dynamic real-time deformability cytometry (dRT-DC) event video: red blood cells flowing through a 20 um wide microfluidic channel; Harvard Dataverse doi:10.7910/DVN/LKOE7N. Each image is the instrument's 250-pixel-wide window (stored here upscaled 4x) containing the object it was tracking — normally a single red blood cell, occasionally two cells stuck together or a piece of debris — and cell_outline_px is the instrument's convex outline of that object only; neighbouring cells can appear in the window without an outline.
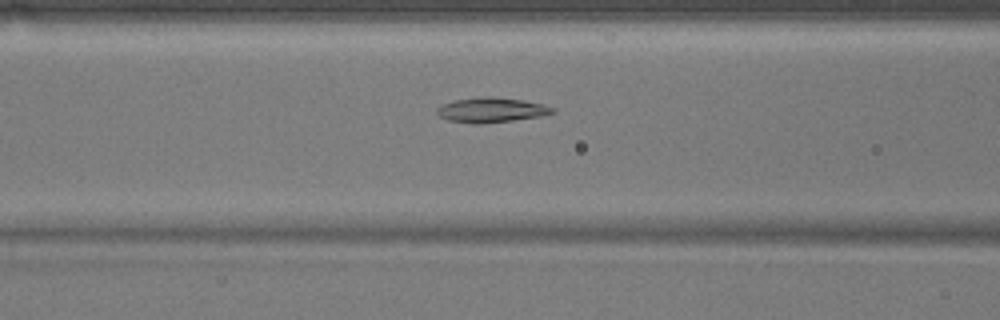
{"species": "common noctule bat (a hibernating species)", "species_latin": "Nyctalus noctula", "temperature_condition": "warm", "stored_images_in_passage": 45, "camera_frame_rate_fps": 3000, "um_per_image_px": 0.085, "animal": {"sex": "male", "body_mass_g": 17.9}, "frame": {"image": 1, "passage_image": 13, "time_ms": 4.0, "image_size_px": [1000, 320], "cell_outline_px": [[556, 112], [544, 116], [512, 120], [476, 124], [472, 124], [448, 120], [440, 116], [436, 112], [436, 108], [440, 104], [452, 100], [484, 96], [492, 96], [524, 100], [544, 104], [556, 108]], "centroid_in_image_um": [41.77, 9.33], "position_along_channel_um": 124.8, "area_um2": 17.05}}
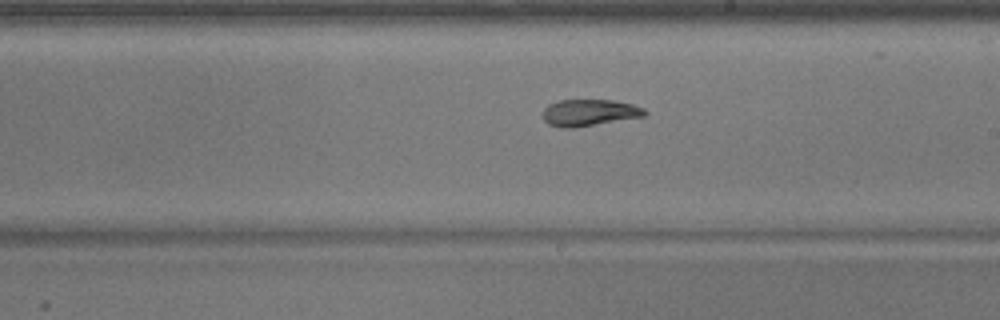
{"frame": {"image": 2, "passage_image": 22, "time_ms": 7.0, "image_size_px": [1000, 320], "cell_outline_px": [[648, 112], [644, 116], [576, 128], [560, 128], [548, 124], [544, 120], [544, 108], [548, 104], [560, 100], [612, 100], [632, 104], [644, 108]], "centroid_in_image_um": [50.09, 9.58], "position_along_channel_um": 238.9, "area_um2": 15.9}}
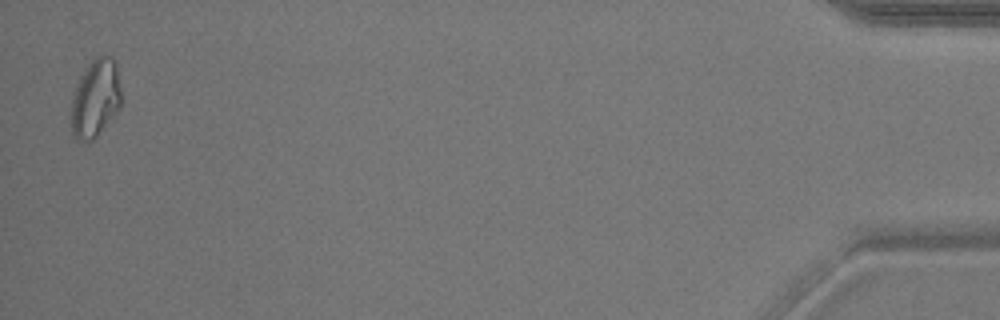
{"frame": {"image": 3, "passage_image": 44, "time_ms": 14.333, "image_size_px": [1000, 320], "cell_outline_px": [[120, 108], [96, 136], [92, 140], [80, 140], [72, 132], [72, 100], [76, 88], [84, 68], [96, 56], [108, 52], [112, 56], [116, 64], [120, 88]], "centroid_in_image_um": [8.14, 8.28], "position_along_channel_um": 427.1, "area_um2": 22.37}, "authors_computed_cell_mechanics": {"area_um2": 17.051, "velocity_mm_per_s": 3.8032, "shape_relaxation_time_tau1_ms": null, "shape_relaxation_time_tau2_ms": 2.6124, "deformation_change_tau1": null, "deformation_change_tau2": 0.066}}